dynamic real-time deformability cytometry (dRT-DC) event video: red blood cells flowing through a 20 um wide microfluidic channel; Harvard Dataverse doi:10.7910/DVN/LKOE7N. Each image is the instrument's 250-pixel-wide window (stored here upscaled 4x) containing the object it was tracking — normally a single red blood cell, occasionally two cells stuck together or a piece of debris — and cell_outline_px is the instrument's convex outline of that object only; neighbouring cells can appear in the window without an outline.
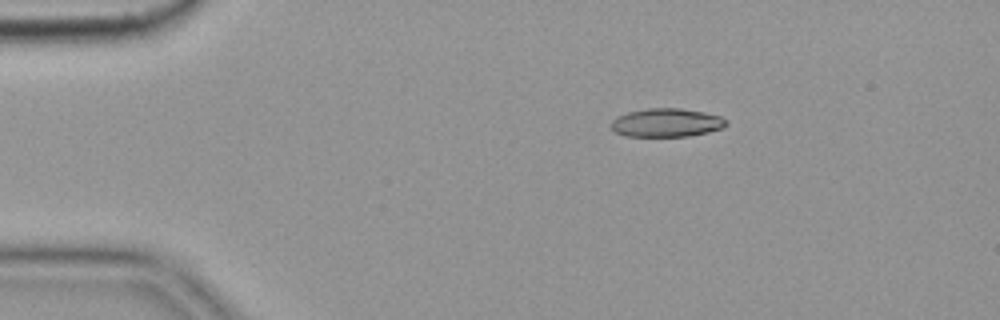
{"species": "common noctule bat (a hibernating species)", "species_latin": "Nyctalus noctula", "temperature_condition": "cold", "stored_images_in_passage": 46, "camera_frame_rate_fps": 3000, "um_per_image_px": 0.085, "animal": {"sex": "female", "body_mass_g": 19.9}, "frame": {"image": 1, "passage_image": 1, "time_ms": 0.0, "image_size_px": [1000, 320], "cell_outline_px": [[728, 124], [724, 128], [708, 132], [688, 136], [624, 136], [616, 132], [612, 128], [612, 120], [616, 116], [628, 112], [648, 108], [680, 108], [704, 112], [720, 116], [728, 120]], "centroid_in_image_um": [56.68, 10.42], "position_along_channel_um": 28.3, "area_um2": 19.19}}
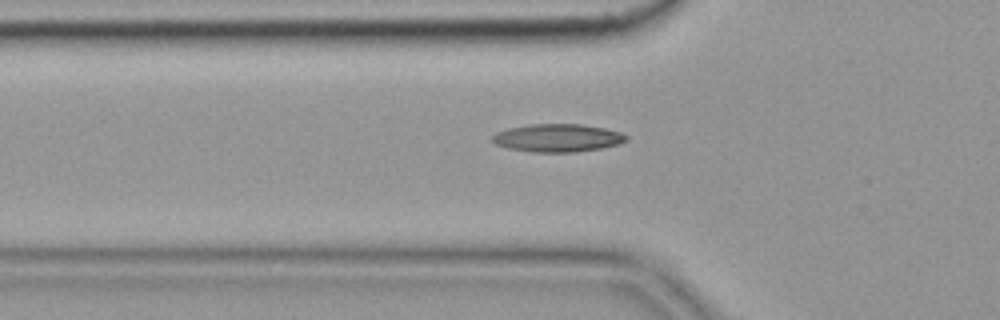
{"frame": {"image": 2, "passage_image": 10, "time_ms": 3.0, "image_size_px": [1000, 320], "cell_outline_px": [[628, 140], [620, 144], [600, 148], [576, 152], [532, 152], [508, 148], [496, 144], [492, 140], [492, 136], [496, 132], [508, 128], [528, 124], [580, 124], [604, 128], [620, 132], [628, 136]], "centroid_in_image_um": [47.4, 11.72], "position_along_channel_um": 78.4, "area_um2": 21.85}}
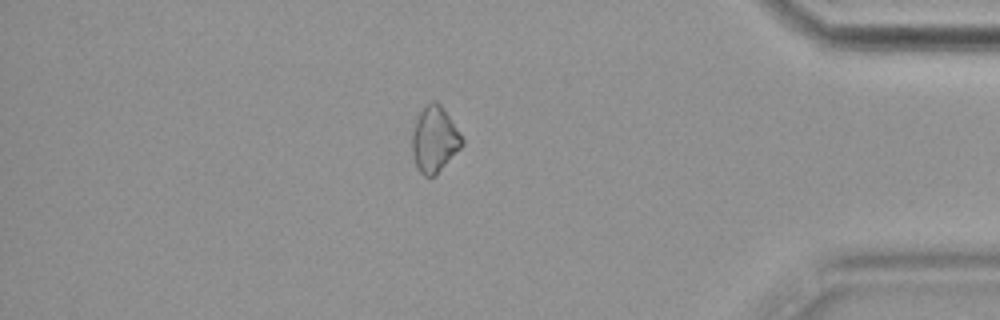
{"frame": {"image": 3, "passage_image": 39, "time_ms": 12.667, "image_size_px": [1000, 320], "cell_outline_px": [[464, 144], [436, 176], [424, 176], [420, 172], [416, 164], [412, 152], [412, 132], [416, 120], [420, 112], [432, 100], [436, 100], [440, 104], [460, 132], [464, 140]], "centroid_in_image_um": [36.94, 11.87], "position_along_channel_um": 398.3, "area_um2": 19.07}}